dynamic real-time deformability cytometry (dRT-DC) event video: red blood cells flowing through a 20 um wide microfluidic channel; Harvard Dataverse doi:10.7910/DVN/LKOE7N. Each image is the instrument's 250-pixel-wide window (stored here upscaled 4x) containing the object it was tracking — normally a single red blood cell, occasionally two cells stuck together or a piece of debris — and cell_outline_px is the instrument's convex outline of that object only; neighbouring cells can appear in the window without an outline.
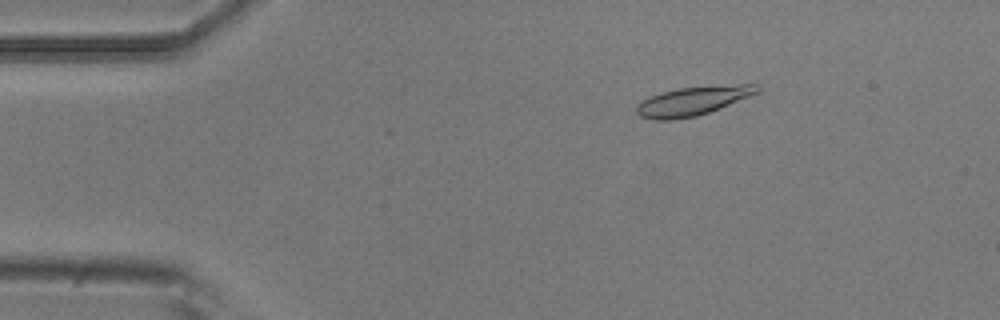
{"species": "common noctule bat (a hibernating species)", "species_latin": "Nyctalus noctula", "temperature_condition": "room temperature", "stored_images_in_passage": 4, "camera_frame_rate_fps": 3000, "um_per_image_px": 0.085, "animal": {"sex": "male", "body_mass_g": 20.5, "forearm_length_mm": 52.5}, "frame": {"image": 1, "passage_image": 3, "time_ms": 0.667, "image_size_px": [1000, 320], "cell_outline_px": [[760, 88], [756, 92], [748, 96], [708, 112], [696, 116], [672, 120], [652, 120], [640, 116], [636, 112], [636, 104], [652, 96], [664, 92], [680, 88], [740, 84], [760, 84]], "centroid_in_image_um": [58.84, 8.59], "position_along_channel_um": 26.2, "area_um2": 19.77}}